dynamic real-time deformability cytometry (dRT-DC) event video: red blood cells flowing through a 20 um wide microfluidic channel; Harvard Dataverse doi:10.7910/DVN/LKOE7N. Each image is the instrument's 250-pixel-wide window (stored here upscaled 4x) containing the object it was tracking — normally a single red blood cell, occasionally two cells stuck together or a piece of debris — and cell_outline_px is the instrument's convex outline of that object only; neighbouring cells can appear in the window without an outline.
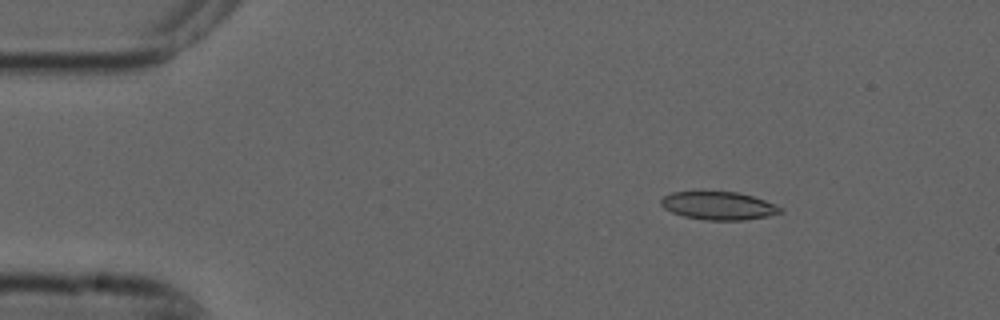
{"species": "common noctule bat (a hibernating species)", "species_latin": "Nyctalus noctula", "temperature_condition": "cold", "stored_images_in_passage": 4, "camera_frame_rate_fps": 3000, "um_per_image_px": 0.085, "animal": {"sex": "male", "forearm_length_mm": 52.5}, "frame": {"image": 1, "passage_image": 1, "time_ms": 0.0, "image_size_px": [1000, 320], "cell_outline_px": [[784, 212], [768, 216], [744, 220], [704, 220], [684, 216], [672, 212], [664, 208], [660, 204], [660, 200], [664, 196], [672, 192], [736, 192], [752, 196], [764, 200], [780, 208]], "centroid_in_image_um": [61.05, 17.49], "position_along_channel_um": 24.0, "area_um2": 19.31}}